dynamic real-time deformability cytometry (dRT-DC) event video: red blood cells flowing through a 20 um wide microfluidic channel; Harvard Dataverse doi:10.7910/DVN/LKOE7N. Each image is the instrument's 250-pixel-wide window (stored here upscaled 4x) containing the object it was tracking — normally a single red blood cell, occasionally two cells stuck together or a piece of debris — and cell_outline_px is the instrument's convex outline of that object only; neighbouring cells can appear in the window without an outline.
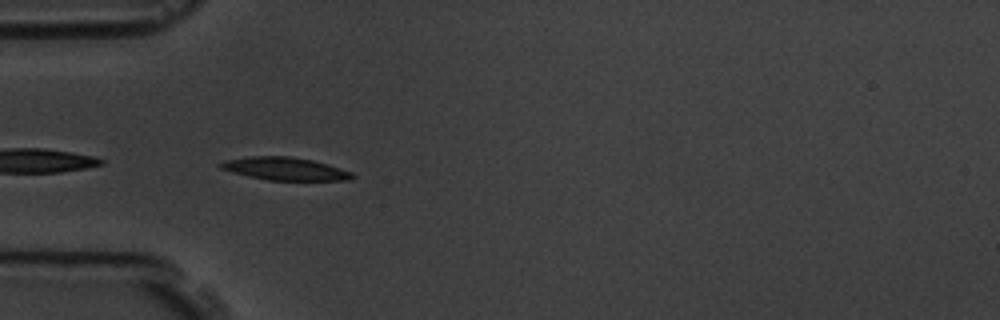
{"species": "common noctule bat (a hibernating species)", "species_latin": "Nyctalus noctula", "temperature_condition": "room temperature", "stored_images_in_passage": 5, "camera_frame_rate_fps": 3000, "um_per_image_px": 0.085, "animal": {"sex": "male", "body_mass_g": 19.5, "forearm_length_mm": 54.6}, "frame": {"image": 1, "passage_image": 4, "time_ms": 4.333, "image_size_px": [1000, 320], "cell_outline_px": [[356, 176], [352, 180], [268, 180], [248, 176], [232, 172], [220, 168], [216, 164], [224, 160], [248, 156], [288, 156], [312, 160], [328, 164], [352, 172]], "centroid_in_image_um": [24.21, 14.34], "position_along_channel_um": 60.8, "area_um2": 17.63}}